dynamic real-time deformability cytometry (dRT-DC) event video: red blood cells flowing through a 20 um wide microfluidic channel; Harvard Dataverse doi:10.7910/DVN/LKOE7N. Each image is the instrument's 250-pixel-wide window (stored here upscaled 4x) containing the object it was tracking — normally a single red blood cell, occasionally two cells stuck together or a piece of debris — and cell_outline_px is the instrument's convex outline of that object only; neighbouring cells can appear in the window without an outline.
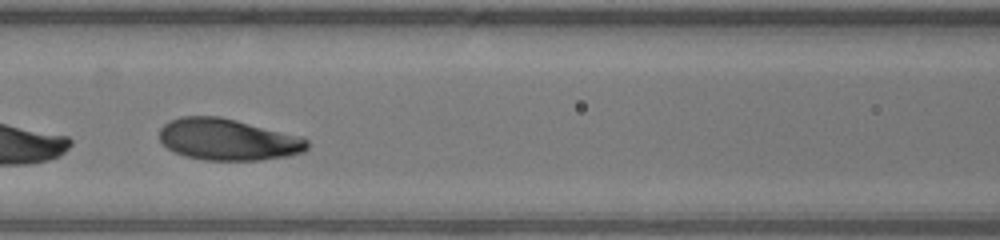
{"species": "human", "species_latin": "Homo sapiens", "temperature_condition": "warm", "stored_images_in_passage": 13, "camera_frame_rate_fps": 3000, "um_per_image_px": 0.085, "donor": {"sex": "male"}, "frame": {"image": 1, "passage_image": 10, "time_ms": 3.0, "image_size_px": [1000, 240], "cell_outline_px": [[308, 148], [304, 152], [288, 156], [260, 160], [204, 160], [184, 156], [168, 148], [160, 140], [160, 128], [164, 124], [180, 116], [220, 116], [304, 136], [308, 140]], "centroid_in_image_um": [19.42, 11.85], "position_along_channel_um": 147.2, "area_um2": 36.07}}